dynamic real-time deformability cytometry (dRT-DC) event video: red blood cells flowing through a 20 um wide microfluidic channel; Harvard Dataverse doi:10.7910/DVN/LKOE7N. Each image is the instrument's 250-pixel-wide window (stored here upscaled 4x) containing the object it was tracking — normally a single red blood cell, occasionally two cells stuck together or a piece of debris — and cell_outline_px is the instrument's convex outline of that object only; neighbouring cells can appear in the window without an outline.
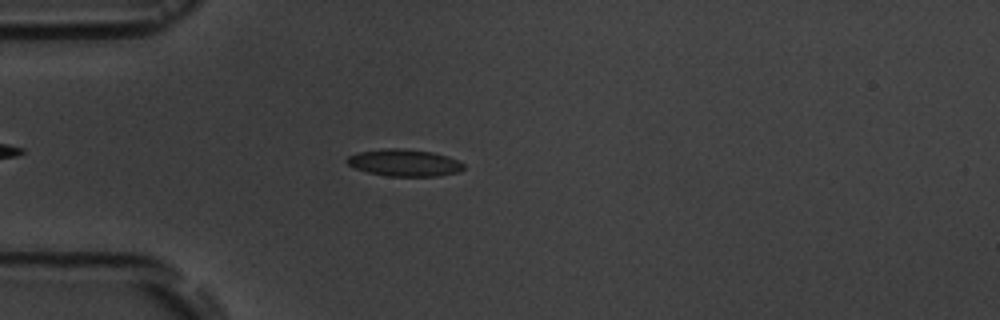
{"species": "common noctule bat (a hibernating species)", "species_latin": "Nyctalus noctula", "temperature_condition": "room temperature", "stored_images_in_passage": 42, "camera_frame_rate_fps": 3000, "um_per_image_px": 0.085, "animal": {"sex": "male", "body_mass_g": 19.5, "forearm_length_mm": 54.6}, "frame": {"image": 1, "passage_image": 1, "time_ms": 0.0, "image_size_px": [1000, 320], "cell_outline_px": [[464, 168], [460, 172], [440, 176], [388, 176], [368, 172], [356, 168], [348, 164], [344, 160], [348, 156], [356, 152], [384, 148], [404, 148], [432, 152], [448, 156], [464, 164]], "centroid_in_image_um": [34.36, 13.83], "position_along_channel_um": 50.6, "area_um2": 18.5}}
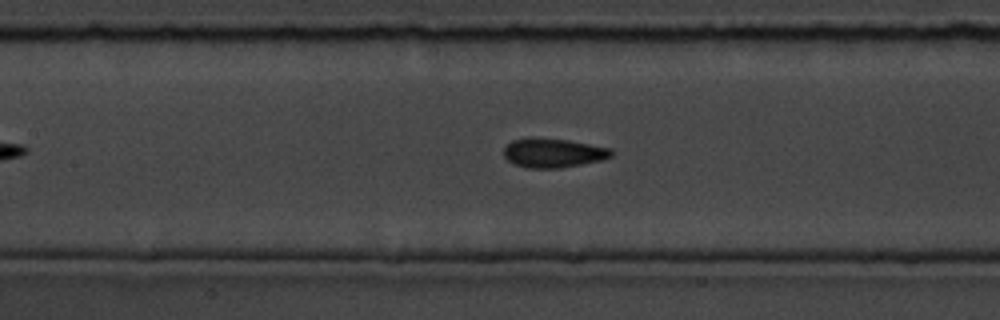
{"frame": {"image": 2, "passage_image": 11, "time_ms": 3.333, "image_size_px": [1000, 320], "cell_outline_px": [[612, 156], [600, 160], [560, 168], [528, 168], [516, 164], [508, 160], [504, 156], [504, 148], [512, 140], [568, 140], [612, 148]], "centroid_in_image_um": [47.06, 13.03], "position_along_channel_um": 160.3, "area_um2": 17.51}}
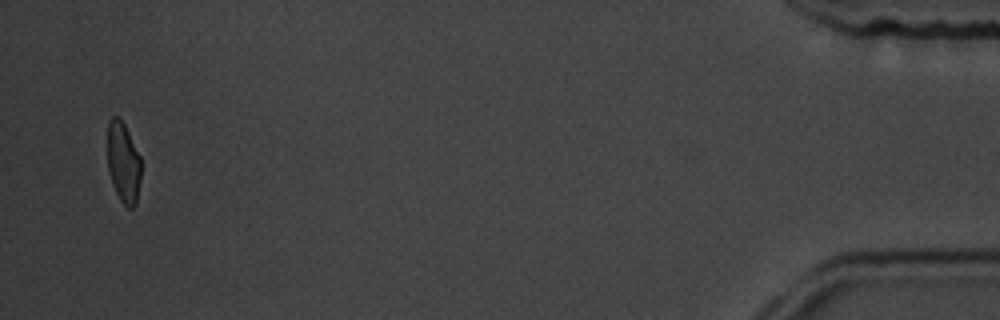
{"frame": {"image": 3, "passage_image": 40, "time_ms": 13.0, "image_size_px": [1000, 320], "cell_outline_px": [[140, 180], [136, 204], [132, 208], [128, 208], [120, 200], [112, 184], [108, 172], [108, 120], [112, 116], [120, 116], [140, 156]], "centroid_in_image_um": [10.47, 13.8], "position_along_channel_um": 424.7, "area_um2": 15.78}, "authors_computed_cell_mechanics": {"area_um2": 17.7446, "velocity_mm_per_s": 3.6285, "shape_relaxation_time_tau1_ms": 6.229, "shape_relaxation_time_tau2_ms": 1.4963, "deformation_change_tau1": 0.1451, "deformation_change_tau2": 0.0694}}